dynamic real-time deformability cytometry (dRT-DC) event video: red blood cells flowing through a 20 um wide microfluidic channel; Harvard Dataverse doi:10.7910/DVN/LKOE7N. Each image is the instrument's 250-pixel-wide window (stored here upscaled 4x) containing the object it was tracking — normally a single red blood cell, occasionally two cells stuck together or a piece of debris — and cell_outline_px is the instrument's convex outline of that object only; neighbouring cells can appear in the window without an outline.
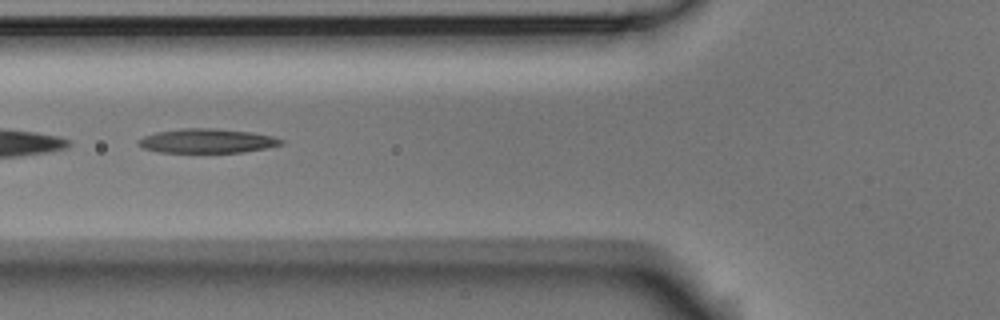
{"species": "Egyptian fruit bat (a non-hibernating species)", "species_latin": "Rousettus aegyptiacus", "temperature_condition": "room temperature", "stored_images_in_passage": 6, "camera_frame_rate_fps": 3000, "um_per_image_px": 0.085, "animal": {"sex": "male"}, "frame": {"image": 1, "passage_image": 4, "time_ms": 1.0, "image_size_px": [1000, 320], "cell_outline_px": [[284, 144], [268, 148], [244, 152], [156, 152], [140, 148], [136, 144], [136, 140], [144, 136], [156, 132], [184, 128], [216, 128], [252, 132], [272, 136], [284, 140]], "centroid_in_image_um": [17.57, 11.98], "position_along_channel_um": 108.2, "area_um2": 20.46}}
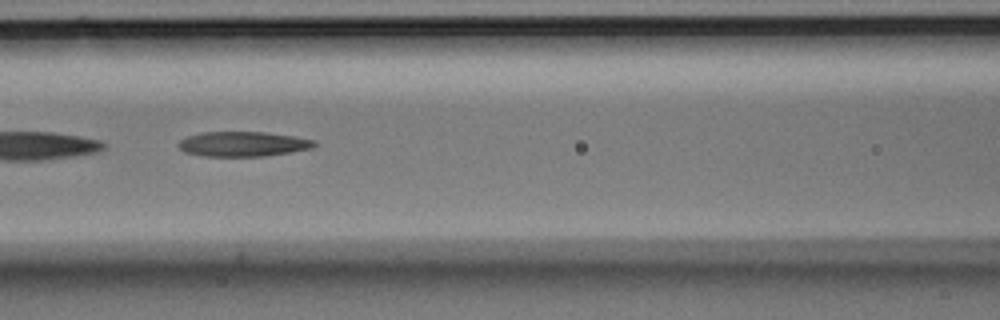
{"frame": {"image": 2, "passage_image": 5, "time_ms": 1.333, "image_size_px": [1000, 320], "cell_outline_px": [[316, 144], [312, 148], [264, 156], [204, 156], [184, 152], [176, 144], [180, 140], [188, 136], [200, 132], [264, 132], [296, 136], [316, 140]], "centroid_in_image_um": [20.64, 12.23], "position_along_channel_um": 146.0, "area_um2": 19.71}}
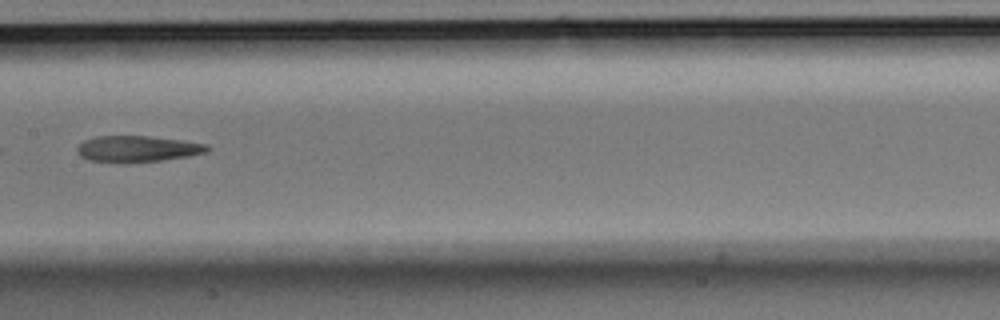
{"frame": {"image": 3, "passage_image": 6, "time_ms": 1.667, "image_size_px": [1000, 320], "cell_outline_px": [[212, 148], [208, 152], [188, 156], [160, 160], [88, 160], [80, 156], [76, 148], [84, 140], [96, 136], [148, 136], [180, 140], [208, 144]], "centroid_in_image_um": [11.74, 12.61], "position_along_channel_um": 195.7, "area_um2": 19.07}}